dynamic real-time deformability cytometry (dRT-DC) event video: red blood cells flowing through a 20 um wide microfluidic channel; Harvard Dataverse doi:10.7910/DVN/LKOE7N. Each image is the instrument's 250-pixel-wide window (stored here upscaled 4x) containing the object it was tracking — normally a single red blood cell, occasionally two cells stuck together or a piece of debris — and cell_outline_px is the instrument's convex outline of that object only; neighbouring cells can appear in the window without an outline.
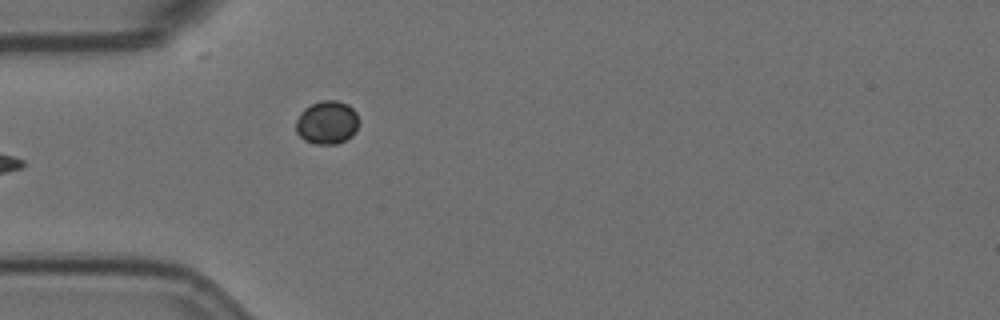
{"species": "Egyptian fruit bat (a non-hibernating species)", "species_latin": "Rousettus aegyptiacus", "temperature_condition": "room temperature", "stored_images_in_passage": 31, "segment_of_instrument_passage": [1, 2], "camera_frame_rate_fps": 3000, "um_per_image_px": 0.085, "animal": {"sex": "female"}, "frame": {"image": 1, "passage_image": 1, "time_ms": 0.0, "image_size_px": [1000, 320], "cell_outline_px": [[360, 120], [356, 132], [352, 136], [336, 144], [316, 144], [304, 140], [296, 132], [296, 120], [300, 112], [304, 108], [312, 104], [324, 100], [336, 100], [348, 104], [356, 112]], "centroid_in_image_um": [27.81, 10.41], "position_along_channel_um": 57.2, "area_um2": 16.07}}